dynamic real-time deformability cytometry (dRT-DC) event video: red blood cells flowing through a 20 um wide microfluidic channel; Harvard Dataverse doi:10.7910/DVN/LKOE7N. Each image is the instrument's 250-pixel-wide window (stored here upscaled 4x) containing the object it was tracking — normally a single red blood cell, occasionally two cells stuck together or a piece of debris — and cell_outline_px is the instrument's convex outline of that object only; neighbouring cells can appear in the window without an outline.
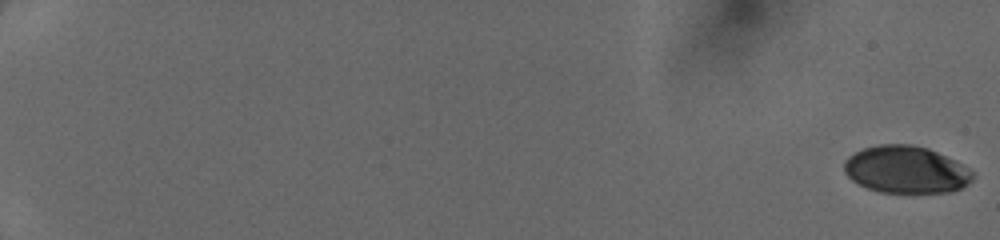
{"species": "human", "species_latin": "Homo sapiens", "temperature_condition": "cold", "stored_images_in_passage": 52, "segment_of_instrument_passage": [1, 2], "camera_frame_rate_fps": 3000, "um_per_image_px": 0.085, "donor": {"sex": "female"}, "frame": {"image": 1, "passage_image": 1, "time_ms": 0.0, "image_size_px": [1000, 240], "cell_outline_px": [[972, 180], [968, 184], [952, 192], [912, 196], [880, 192], [868, 188], [852, 180], [844, 172], [844, 160], [848, 156], [864, 148], [880, 144], [912, 144], [928, 148], [968, 168], [972, 172]], "centroid_in_image_um": [77.0, 14.47], "position_along_channel_um": 8.0, "area_um2": 36.07}}
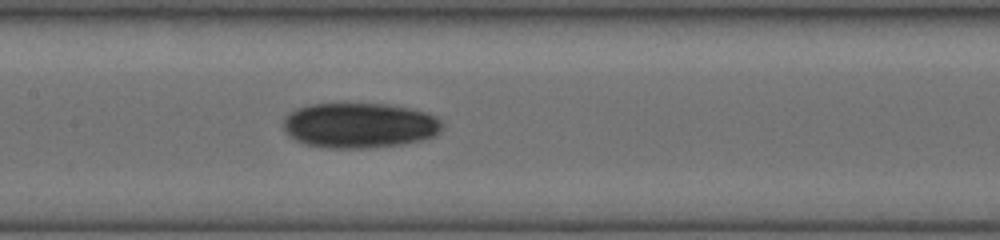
{"frame": {"image": 2, "passage_image": 29, "time_ms": 9.333, "image_size_px": [1000, 240], "cell_outline_px": [[444, 128], [436, 136], [420, 140], [400, 144], [368, 148], [332, 148], [308, 144], [296, 140], [288, 136], [284, 132], [284, 120], [296, 108], [308, 104], [388, 104], [412, 108], [428, 112], [436, 116], [444, 124]], "centroid_in_image_um": [30.61, 10.65], "position_along_channel_um": 176.8, "area_um2": 42.02}}
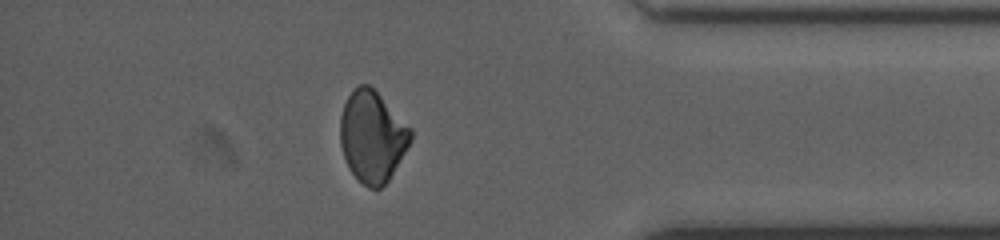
{"frame": {"image": 3, "passage_image": 46, "time_ms": 15.0, "image_size_px": [1000, 240], "cell_outline_px": [[412, 140], [388, 180], [380, 188], [368, 188], [348, 168], [340, 144], [340, 116], [344, 104], [348, 96], [360, 84], [368, 84], [412, 128]], "centroid_in_image_um": [31.64, 11.61], "position_along_channel_um": 403.6, "area_um2": 36.99}}